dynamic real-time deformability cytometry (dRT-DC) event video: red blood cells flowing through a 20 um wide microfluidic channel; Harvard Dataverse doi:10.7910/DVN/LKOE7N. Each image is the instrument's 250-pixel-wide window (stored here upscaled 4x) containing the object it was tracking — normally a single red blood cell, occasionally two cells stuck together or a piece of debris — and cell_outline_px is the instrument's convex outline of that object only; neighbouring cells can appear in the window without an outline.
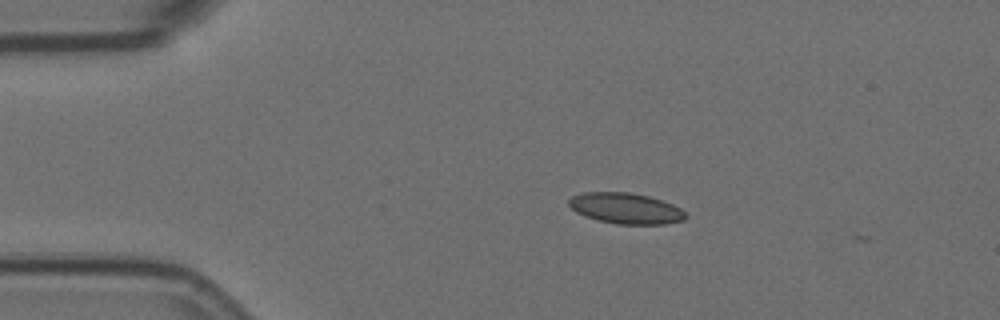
{"species": "Egyptian fruit bat (a non-hibernating species)", "species_latin": "Rousettus aegyptiacus", "temperature_condition": "room temperature", "stored_images_in_passage": 2, "camera_frame_rate_fps": 3000, "um_per_image_px": 0.085, "animal": {"sex": "female"}, "frame": {"image": 1, "passage_image": 2, "time_ms": 0.333, "image_size_px": [1000, 320], "cell_outline_px": [[688, 216], [684, 220], [664, 224], [616, 224], [584, 216], [576, 212], [568, 204], [568, 200], [572, 196], [584, 192], [628, 192], [648, 196], [672, 204], [680, 208]], "centroid_in_image_um": [53.18, 17.71], "position_along_channel_um": 31.8, "area_um2": 20.87}}